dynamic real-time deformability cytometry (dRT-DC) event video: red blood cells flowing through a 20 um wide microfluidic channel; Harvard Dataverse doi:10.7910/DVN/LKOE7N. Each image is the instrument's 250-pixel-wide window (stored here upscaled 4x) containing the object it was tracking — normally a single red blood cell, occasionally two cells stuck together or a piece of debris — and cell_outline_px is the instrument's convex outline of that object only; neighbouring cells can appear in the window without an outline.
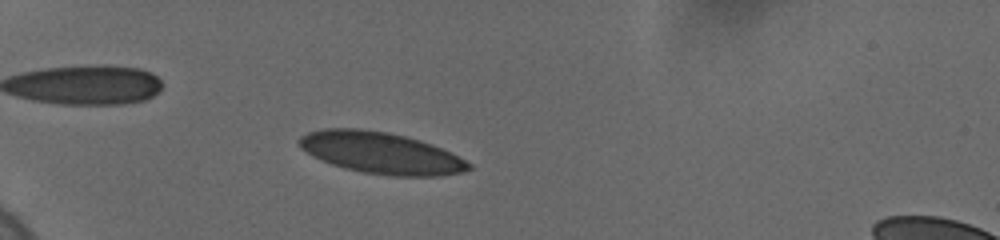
{"species": "human", "species_latin": "Homo sapiens", "temperature_condition": "cold", "stored_images_in_passage": 49, "camera_frame_rate_fps": 3000, "um_per_image_px": 0.085, "donor": {"sex": "female"}, "frame": {"image": 1, "passage_image": 10, "time_ms": 3.0, "image_size_px": [1000, 240], "cell_outline_px": [[472, 168], [464, 172], [440, 176], [392, 176], [364, 172], [344, 168], [320, 160], [312, 156], [300, 148], [296, 140], [300, 136], [308, 132], [324, 128], [360, 128], [388, 132], [420, 140], [432, 144], [472, 164]], "centroid_in_image_um": [32.33, 12.99], "position_along_channel_um": 52.7, "area_um2": 41.1}}
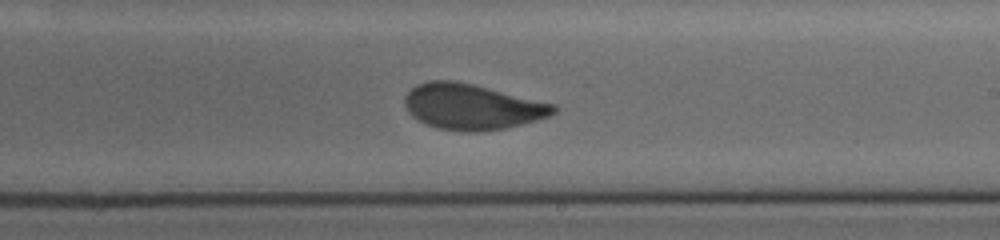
{"frame": {"image": 2, "passage_image": 29, "time_ms": 9.333, "image_size_px": [1000, 240], "cell_outline_px": [[556, 112], [548, 116], [536, 120], [504, 128], [480, 132], [464, 132], [436, 128], [412, 116], [408, 112], [404, 104], [404, 96], [416, 84], [428, 80], [452, 80], [472, 84], [556, 104]], "centroid_in_image_um": [40.09, 9.07], "position_along_channel_um": 248.9, "area_um2": 39.48}}
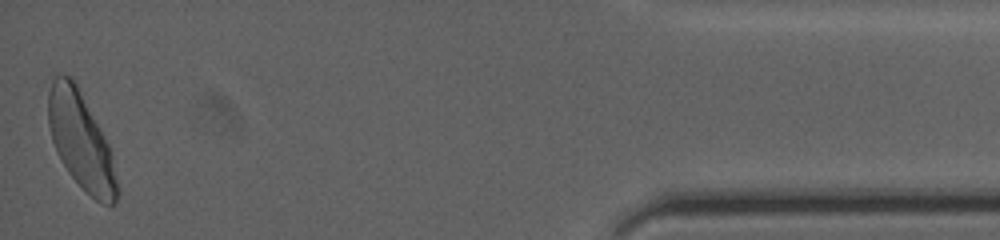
{"frame": {"image": 3, "passage_image": 49, "time_ms": 16.0, "image_size_px": [1000, 240], "cell_outline_px": [[120, 192], [116, 204], [104, 204], [96, 200], [68, 172], [56, 152], [52, 140], [48, 124], [48, 92], [52, 80], [56, 76], [72, 76], [100, 128], [108, 144], [112, 156], [120, 188]], "centroid_in_image_um": [6.89, 12.0], "position_along_channel_um": 428.3, "area_um2": 38.49}, "authors_computed_cell_mechanics": {"area_um2": 39.1884, "velocity_mm_per_s": 3.652, "shape_relaxation_time_tau1_ms": 6.6681, "shape_relaxation_time_tau2_ms": 0.7273, "deformation_change_tau1": 0.182, "deformation_change_tau2": 0.064}}